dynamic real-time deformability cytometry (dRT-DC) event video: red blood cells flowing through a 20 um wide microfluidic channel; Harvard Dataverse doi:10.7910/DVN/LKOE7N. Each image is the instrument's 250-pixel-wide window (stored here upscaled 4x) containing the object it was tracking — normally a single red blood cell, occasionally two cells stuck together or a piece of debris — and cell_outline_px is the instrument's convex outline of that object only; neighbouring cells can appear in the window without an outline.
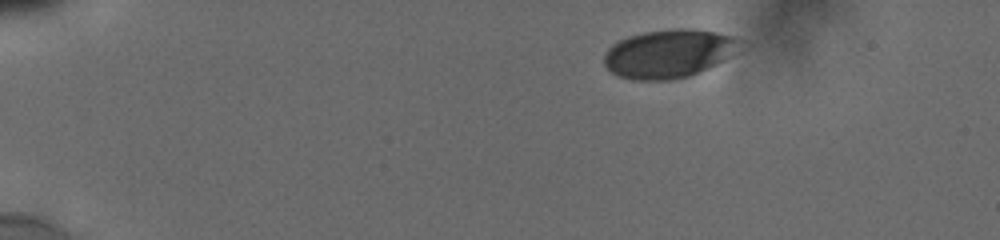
{"species": "human", "species_latin": "Homo sapiens", "temperature_condition": "cold", "stored_images_in_passage": 21, "camera_frame_rate_fps": 3000, "um_per_image_px": 0.085, "donor": {"sex": "male"}, "frame": {"image": 1, "passage_image": 1, "time_ms": 0.0, "image_size_px": [1000, 240], "cell_outline_px": [[732, 40], [724, 56], [716, 64], [688, 76], [672, 80], [636, 80], [620, 76], [612, 72], [604, 64], [604, 52], [612, 44], [628, 36], [644, 32], [672, 28], [692, 28], [716, 32], [732, 36]], "centroid_in_image_um": [56.63, 4.56], "position_along_channel_um": 28.4, "area_um2": 36.88}}
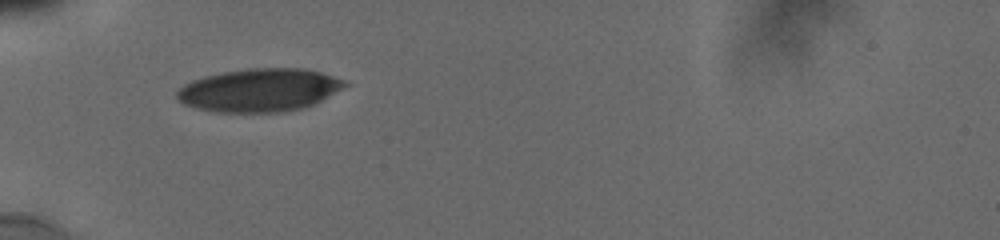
{"frame": {"image": 2, "passage_image": 20, "time_ms": 3.333, "image_size_px": [1000, 240], "cell_outline_px": [[352, 84], [304, 108], [284, 112], [216, 112], [196, 108], [184, 104], [176, 96], [176, 92], [184, 84], [192, 80], [224, 72], [248, 68], [300, 68], [320, 72], [344, 80]], "centroid_in_image_um": [22.07, 7.66], "position_along_channel_um": 62.9, "area_um2": 41.96}}